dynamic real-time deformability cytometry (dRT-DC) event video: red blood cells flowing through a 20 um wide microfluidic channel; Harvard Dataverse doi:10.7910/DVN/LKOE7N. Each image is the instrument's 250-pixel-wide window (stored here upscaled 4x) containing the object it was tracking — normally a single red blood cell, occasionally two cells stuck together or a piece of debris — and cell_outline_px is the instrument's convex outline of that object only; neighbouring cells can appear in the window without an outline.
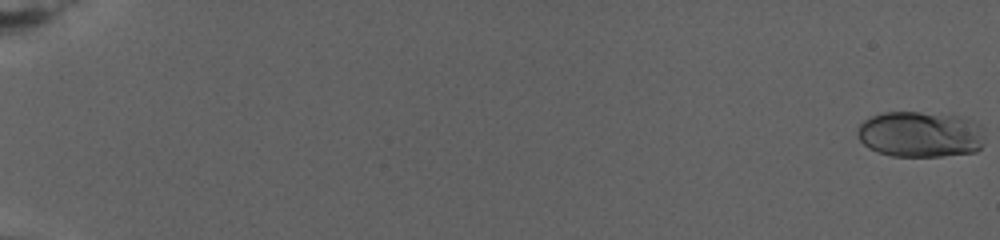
{"species": "human", "species_latin": "Homo sapiens", "temperature_condition": "warm", "stored_images_in_passage": 104, "camera_frame_rate_fps": 3000, "um_per_image_px": 0.085, "donor": {"sex": "female"}, "frame": {"image": 1, "passage_image": 1, "time_ms": 0.0, "image_size_px": [1000, 240], "cell_outline_px": [[984, 128], [980, 148], [976, 152], [940, 156], [892, 156], [868, 148], [856, 136], [856, 128], [864, 120], [872, 116], [884, 112], [920, 112], [956, 116], [980, 124]], "centroid_in_image_um": [78.19, 11.42], "position_along_channel_um": 6.8, "area_um2": 34.04}}
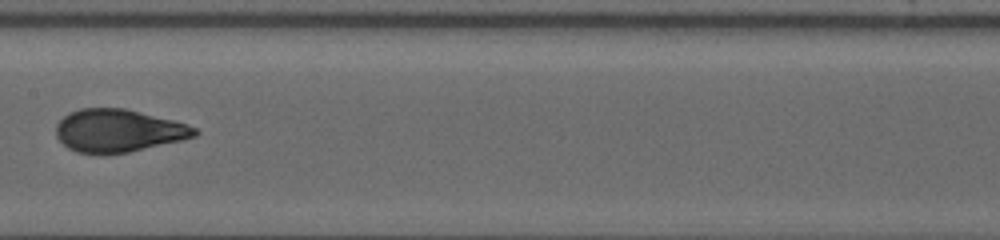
{"frame": {"image": 2, "passage_image": 69, "time_ms": 15.333, "image_size_px": [1000, 240], "cell_outline_px": [[200, 132], [196, 136], [180, 140], [128, 152], [104, 156], [96, 156], [76, 152], [68, 148], [56, 136], [56, 124], [68, 112], [80, 108], [124, 108], [172, 120], [196, 128]], "centroid_in_image_um": [9.99, 11.13], "position_along_channel_um": 197.4, "area_um2": 34.74}}
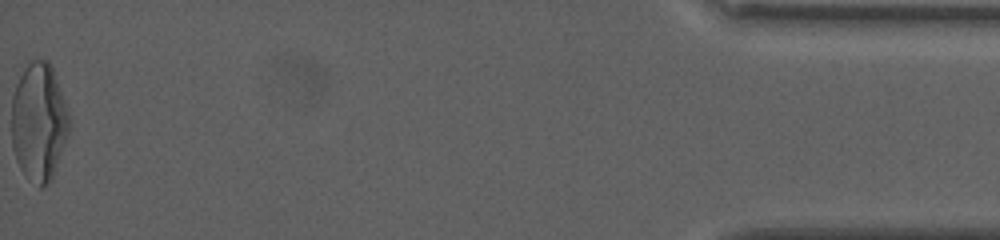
{"frame": {"image": 3, "passage_image": 104, "time_ms": 27.333, "image_size_px": [1000, 240], "cell_outline_px": [[68, 132], [52, 180], [44, 188], [40, 188], [28, 180], [20, 168], [16, 160], [12, 148], [12, 96], [16, 84], [24, 68], [32, 60], [48, 60], [52, 68], [68, 112]], "centroid_in_image_um": [3.27, 10.42], "position_along_channel_um": 431.9, "area_um2": 39.42}, "authors_computed_cell_mechanics": {"area_um2": 33.0905, "velocity_mm_per_s": 2.6532, "shape_relaxation_time_tau1_ms": 8.2751, "shape_relaxation_time_tau2_ms": null, "deformation_change_tau1": 0.2505, "deformation_change_tau2": null}}